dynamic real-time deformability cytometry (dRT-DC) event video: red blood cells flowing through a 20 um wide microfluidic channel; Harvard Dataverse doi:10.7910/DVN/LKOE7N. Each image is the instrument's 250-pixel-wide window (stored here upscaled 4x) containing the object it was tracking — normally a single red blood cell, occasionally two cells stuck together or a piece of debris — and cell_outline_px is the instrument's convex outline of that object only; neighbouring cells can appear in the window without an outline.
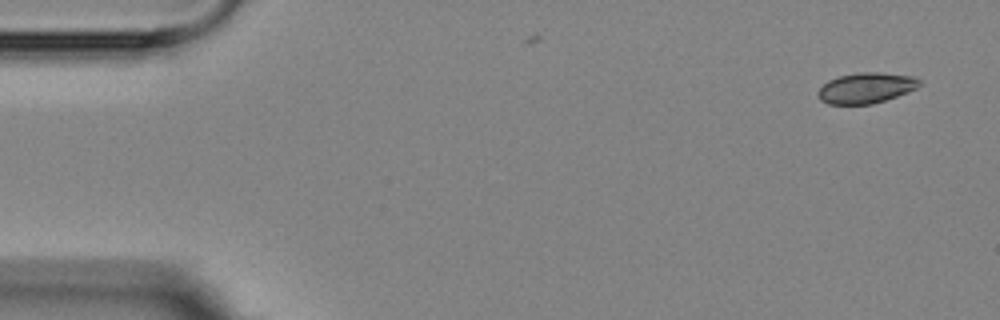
{"species": "Egyptian fruit bat (a non-hibernating species)", "species_latin": "Rousettus aegyptiacus", "temperature_condition": "room temperature", "stored_images_in_passage": 3, "camera_frame_rate_fps": 3000, "um_per_image_px": 0.085, "animal": {"sex": "female"}, "frame": {"image": 1, "passage_image": 1, "time_ms": 0.0, "image_size_px": [1000, 320], "cell_outline_px": [[920, 84], [916, 88], [908, 92], [872, 104], [828, 104], [820, 100], [816, 92], [828, 80], [840, 76], [856, 72], [880, 72], [916, 76], [920, 80]], "centroid_in_image_um": [73.61, 7.46], "position_along_channel_um": 11.4, "area_um2": 18.15}}